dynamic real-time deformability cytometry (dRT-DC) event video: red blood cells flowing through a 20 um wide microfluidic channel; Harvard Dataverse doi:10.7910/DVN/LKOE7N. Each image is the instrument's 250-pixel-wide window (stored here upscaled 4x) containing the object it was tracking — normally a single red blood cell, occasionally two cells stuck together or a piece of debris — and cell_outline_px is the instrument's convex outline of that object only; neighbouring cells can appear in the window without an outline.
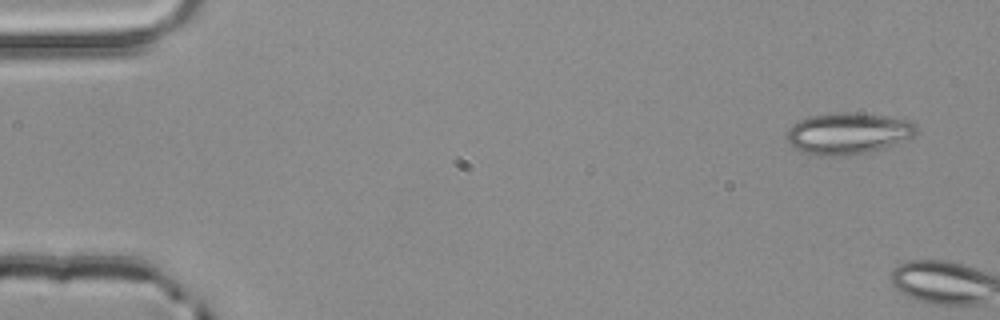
{"species": "common noctule bat (a hibernating species)", "species_latin": "Nyctalus noctula", "temperature_condition": "room temperature", "stored_images_in_passage": 2, "camera_frame_rate_fps": 3000, "um_per_image_px": 0.085, "animal": {"sex": "male", "body_mass_g": 20.4}, "frame": {"image": 1, "passage_image": 1, "time_ms": 0.0, "image_size_px": [1000, 320], "cell_outline_px": [[920, 132], [916, 136], [896, 144], [872, 152], [840, 156], [820, 156], [804, 152], [788, 144], [788, 128], [792, 124], [808, 116], [836, 112], [856, 112], [888, 116], [908, 120]], "centroid_in_image_um": [72.12, 11.34], "position_along_channel_um": 12.9, "area_um2": 31.73}}